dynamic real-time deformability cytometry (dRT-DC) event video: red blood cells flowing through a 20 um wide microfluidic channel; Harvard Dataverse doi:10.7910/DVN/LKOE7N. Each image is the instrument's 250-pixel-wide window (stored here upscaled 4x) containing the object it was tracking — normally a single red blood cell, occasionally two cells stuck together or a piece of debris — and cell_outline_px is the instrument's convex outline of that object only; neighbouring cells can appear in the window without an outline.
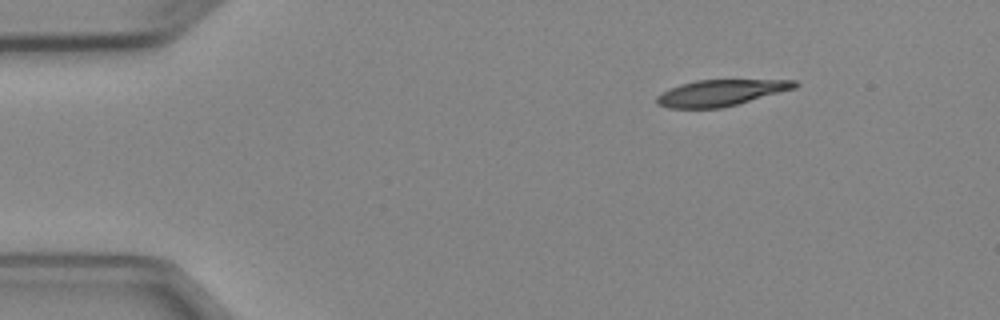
{"species": "Egyptian fruit bat (a non-hibernating species)", "species_latin": "Rousettus aegyptiacus", "temperature_condition": "cold", "stored_images_in_passage": 3, "camera_frame_rate_fps": 3000, "um_per_image_px": 0.085, "animal": {"sex": "female"}, "frame": {"image": 1, "passage_image": 1, "time_ms": 0.0, "image_size_px": [1000, 320], "cell_outline_px": [[800, 84], [796, 88], [736, 104], [720, 108], [668, 108], [656, 104], [656, 96], [680, 84], [696, 80], [796, 80]], "centroid_in_image_um": [61.26, 7.88], "position_along_channel_um": 23.7, "area_um2": 20.87}}